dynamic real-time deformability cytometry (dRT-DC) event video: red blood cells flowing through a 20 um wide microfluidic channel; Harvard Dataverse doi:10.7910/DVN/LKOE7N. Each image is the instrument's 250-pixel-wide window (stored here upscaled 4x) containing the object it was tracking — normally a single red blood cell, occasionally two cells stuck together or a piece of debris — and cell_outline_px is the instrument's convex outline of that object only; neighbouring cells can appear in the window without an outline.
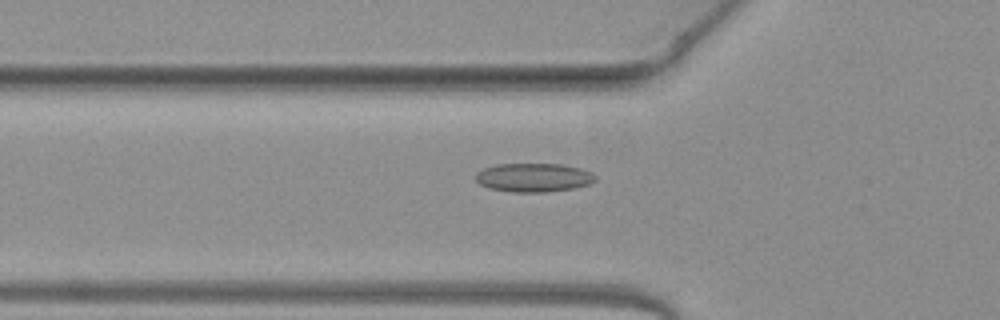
{"species": "common noctule bat (a hibernating species)", "species_latin": "Nyctalus noctula", "temperature_condition": "warm", "stored_images_in_passage": 43, "camera_frame_rate_fps": 3000, "um_per_image_px": 0.085, "animal": {"sex": "female", "body_mass_g": 19.3, "forearm_length_mm": 54.1}, "frame": {"image": 1, "passage_image": 10, "time_ms": 3.0, "image_size_px": [1000, 320], "cell_outline_px": [[596, 180], [588, 184], [572, 188], [544, 192], [512, 192], [488, 188], [480, 184], [476, 180], [476, 172], [484, 168], [496, 164], [560, 164], [580, 168], [592, 172], [596, 176]], "centroid_in_image_um": [45.34, 15.08], "position_along_channel_um": 80.5, "area_um2": 20.0}}
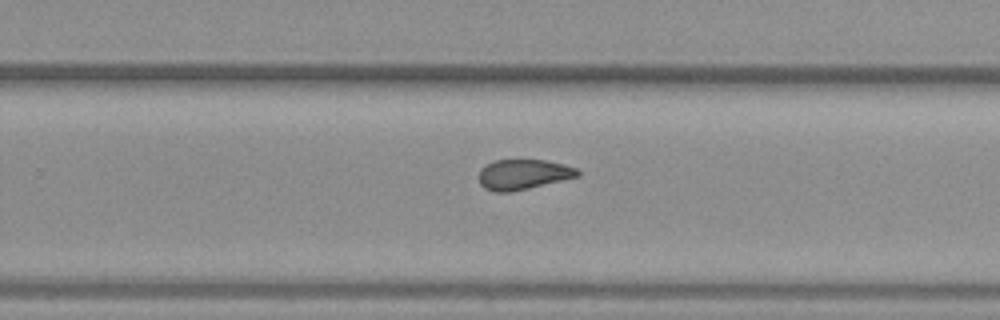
{"frame": {"image": 2, "passage_image": 25, "time_ms": 8.0, "image_size_px": [1000, 320], "cell_outline_px": [[580, 176], [528, 188], [508, 192], [496, 192], [484, 188], [480, 184], [476, 176], [480, 168], [492, 160], [548, 160], [564, 164], [576, 168], [580, 172]], "centroid_in_image_um": [44.43, 14.81], "position_along_channel_um": 285.4, "area_um2": 17.57}}
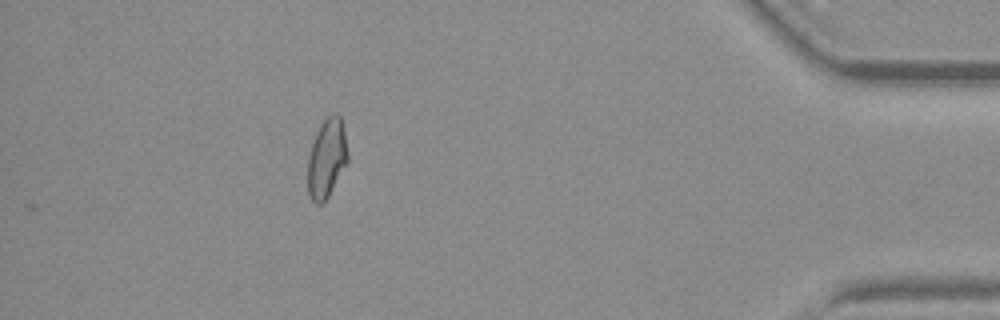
{"frame": {"image": 3, "passage_image": 38, "time_ms": 12.333, "image_size_px": [1000, 320], "cell_outline_px": [[348, 160], [328, 196], [320, 204], [316, 204], [308, 196], [308, 156], [316, 132], [320, 124], [332, 112], [336, 112], [340, 116], [344, 128], [348, 152]], "centroid_in_image_um": [27.77, 13.41], "position_along_channel_um": 407.4, "area_um2": 18.38}, "authors_computed_cell_mechanics": {"area_um2": 18.496, "velocity_mm_per_s": 4.0834, "shape_relaxation_time_tau1_ms": null, "shape_relaxation_time_tau2_ms": 1.2263, "deformation_change_tau1": null, "deformation_change_tau2": 0.0727}}